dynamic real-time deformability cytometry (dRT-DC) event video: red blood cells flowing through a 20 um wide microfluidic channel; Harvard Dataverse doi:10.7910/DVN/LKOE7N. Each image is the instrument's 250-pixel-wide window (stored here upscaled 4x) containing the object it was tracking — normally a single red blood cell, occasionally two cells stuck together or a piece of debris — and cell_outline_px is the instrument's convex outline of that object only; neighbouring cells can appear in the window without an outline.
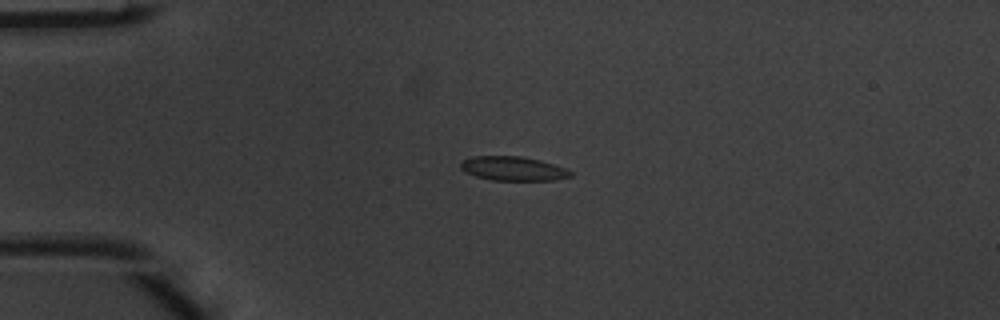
{"species": "common noctule bat (a hibernating species)", "species_latin": "Nyctalus noctula", "temperature_condition": "warm", "stored_images_in_passage": 5, "camera_frame_rate_fps": 3000, "um_per_image_px": 0.085, "animal": {"sex": "male", "body_mass_g": 20.1, "forearm_length_mm": 53.5}, "frame": {"image": 1, "passage_image": 3, "time_ms": 0.667, "image_size_px": [1000, 320], "cell_outline_px": [[572, 176], [556, 180], [492, 180], [476, 176], [464, 172], [460, 168], [460, 164], [464, 160], [472, 156], [520, 156], [540, 160], [568, 168], [572, 172]], "centroid_in_image_um": [43.64, 14.33], "position_along_channel_um": 41.4, "area_um2": 15.55}}